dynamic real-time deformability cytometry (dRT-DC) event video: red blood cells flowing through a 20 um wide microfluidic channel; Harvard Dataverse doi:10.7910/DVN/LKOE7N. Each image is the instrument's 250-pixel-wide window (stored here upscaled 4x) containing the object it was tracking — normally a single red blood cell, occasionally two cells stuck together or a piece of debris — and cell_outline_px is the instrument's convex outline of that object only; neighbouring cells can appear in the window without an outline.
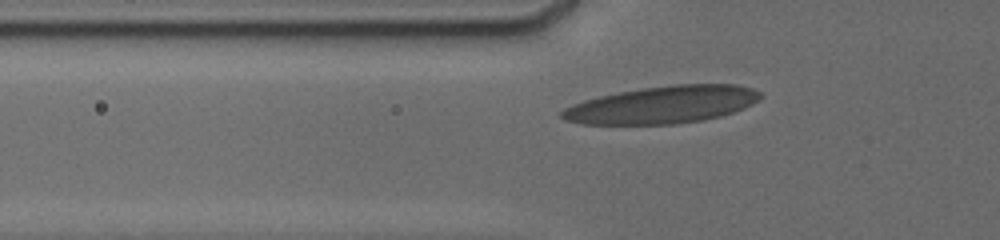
{"species": "human", "species_latin": "Homo sapiens", "temperature_condition": "cold", "stored_images_in_passage": 42, "camera_frame_rate_fps": 3000, "um_per_image_px": 0.085, "donor": {"sex": "male"}, "frame": {"image": 1, "passage_image": 11, "time_ms": 3.0, "image_size_px": [1000, 240], "cell_outline_px": [[760, 100], [744, 108], [720, 116], [700, 120], [676, 124], [580, 124], [564, 120], [560, 116], [560, 112], [564, 108], [572, 104], [584, 100], [600, 96], [620, 92], [644, 88], [672, 84], [736, 84], [752, 88], [760, 92]], "centroid_in_image_um": [56.29, 8.9], "position_along_channel_um": 69.5, "area_um2": 43.12}}
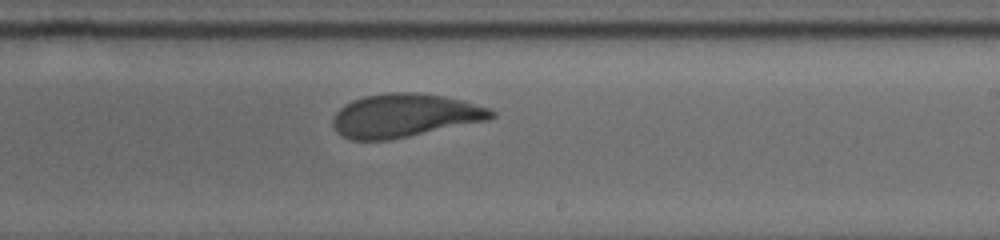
{"frame": {"image": 2, "passage_image": 27, "time_ms": 8.0, "image_size_px": [1000, 240], "cell_outline_px": [[496, 116], [488, 120], [388, 140], [352, 140], [340, 136], [336, 132], [332, 124], [332, 120], [336, 112], [344, 104], [352, 100], [364, 96], [388, 92], [416, 92], [444, 96], [464, 100], [488, 108], [496, 112]], "centroid_in_image_um": [34.37, 9.81], "position_along_channel_um": 254.6, "area_um2": 40.23}}
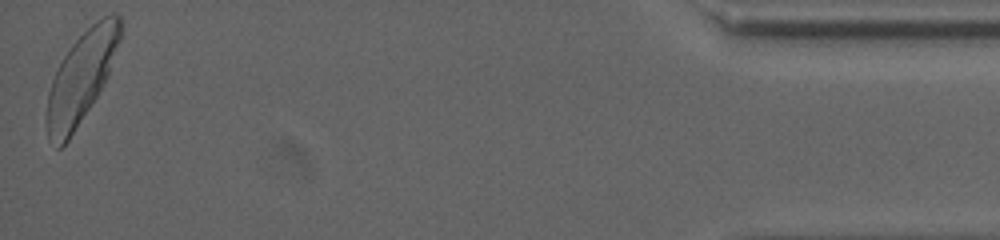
{"frame": {"image": 3, "passage_image": 42, "time_ms": 14.667, "image_size_px": [1000, 240], "cell_outline_px": [[120, 40], [108, 76], [96, 96], [68, 140], [60, 148], [56, 148], [48, 136], [48, 92], [52, 80], [64, 56], [72, 44], [92, 24], [104, 16], [112, 12], [120, 16]], "centroid_in_image_um": [6.92, 6.55], "position_along_channel_um": 428.3, "area_um2": 37.63}, "authors_computed_cell_mechanics": {"area_um2": 40.1132, "velocity_mm_per_s": 3.7527, "shape_relaxation_time_tau1_ms": 4.2437, "shape_relaxation_time_tau2_ms": 0.7779, "deformation_change_tau1": 0.1869, "deformation_change_tau2": 0.0805}}